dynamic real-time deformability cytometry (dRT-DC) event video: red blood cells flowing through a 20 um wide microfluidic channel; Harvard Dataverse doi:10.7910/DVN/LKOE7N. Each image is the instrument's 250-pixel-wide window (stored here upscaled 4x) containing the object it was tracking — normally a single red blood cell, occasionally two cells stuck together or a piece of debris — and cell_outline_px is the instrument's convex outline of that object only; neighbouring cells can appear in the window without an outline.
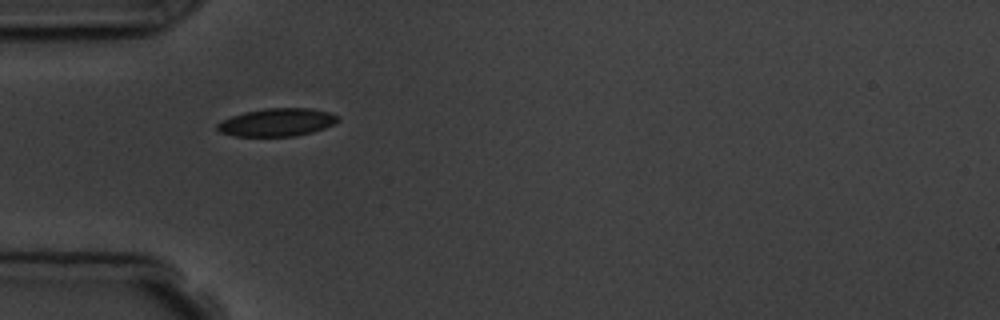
{"species": "common noctule bat (a hibernating species)", "species_latin": "Nyctalus noctula", "temperature_condition": "room temperature", "stored_images_in_passage": 2, "camera_frame_rate_fps": 3000, "um_per_image_px": 0.085, "animal": {"sex": "male", "body_mass_g": 19.5, "forearm_length_mm": 54.6}, "frame": {"image": 1, "passage_image": 1, "time_ms": 0.0, "image_size_px": [1000, 320], "cell_outline_px": [[340, 120], [324, 128], [312, 132], [292, 136], [236, 136], [220, 132], [216, 128], [216, 124], [220, 120], [244, 112], [264, 108], [312, 108], [328, 112], [340, 116]], "centroid_in_image_um": [23.53, 10.39], "position_along_channel_um": 61.5, "area_um2": 19.65}}